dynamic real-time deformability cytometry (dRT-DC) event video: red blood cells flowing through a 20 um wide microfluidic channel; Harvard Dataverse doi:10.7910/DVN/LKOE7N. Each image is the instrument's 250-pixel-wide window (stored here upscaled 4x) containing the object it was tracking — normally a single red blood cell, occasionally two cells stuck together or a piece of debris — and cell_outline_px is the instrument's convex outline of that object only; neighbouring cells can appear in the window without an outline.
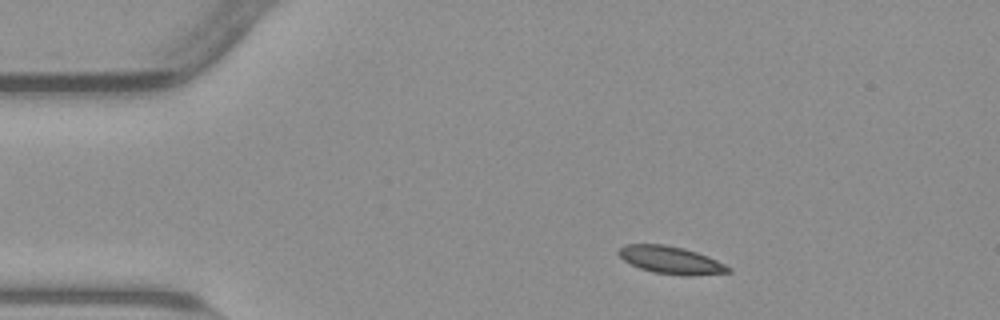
{"species": "common noctule bat (a hibernating species)", "species_latin": "Nyctalus noctula", "temperature_condition": "warm", "stored_images_in_passage": 46, "camera_frame_rate_fps": 3000, "um_per_image_px": 0.085, "animal": {"sex": "male", "body_mass_g": 23.1, "forearm_length_mm": 52.7}, "frame": {"image": 1, "passage_image": 1, "time_ms": 0.0, "image_size_px": [1000, 320], "cell_outline_px": [[732, 272], [692, 276], [684, 276], [652, 272], [640, 268], [624, 260], [616, 252], [624, 244], [664, 244], [684, 248], [708, 256], [732, 268]], "centroid_in_image_um": [57.04, 22.11], "position_along_channel_um": 28.0, "area_um2": 17.69}}
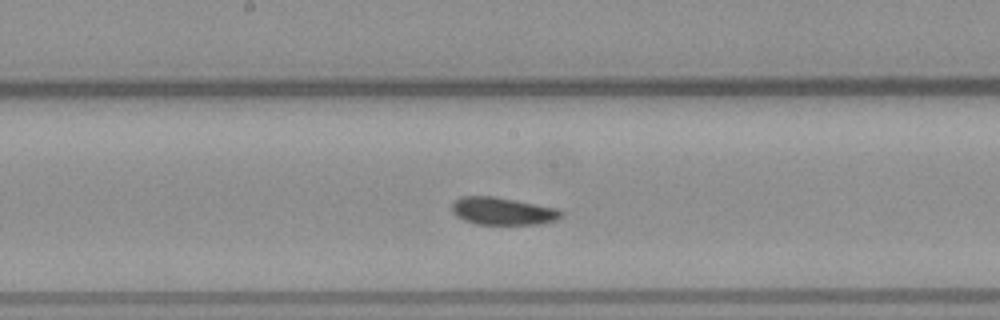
{"frame": {"image": 2, "passage_image": 20, "time_ms": 6.333, "image_size_px": [1000, 320], "cell_outline_px": [[564, 216], [556, 220], [540, 224], [476, 224], [464, 220], [456, 216], [452, 212], [452, 204], [460, 196], [492, 196], [556, 208], [564, 212]], "centroid_in_image_um": [42.73, 17.95], "position_along_channel_um": 205.5, "area_um2": 17.46}}
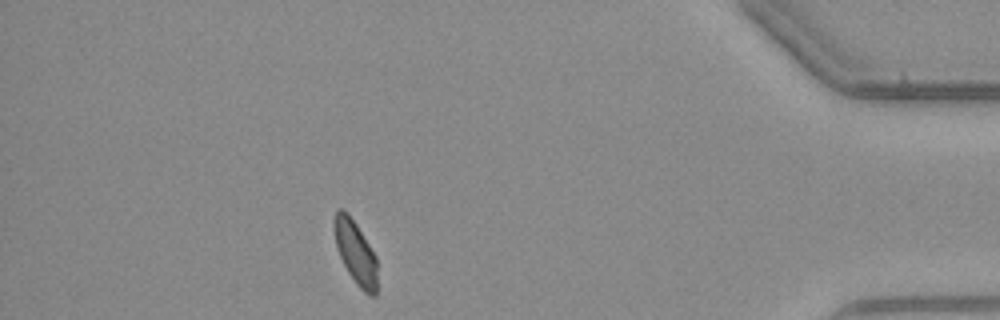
{"frame": {"image": 3, "passage_image": 40, "time_ms": 13.0, "image_size_px": [1000, 320], "cell_outline_px": [[376, 296], [368, 296], [356, 284], [348, 272], [336, 248], [332, 224], [332, 220], [336, 212], [340, 208], [348, 212], [356, 224], [376, 256]], "centroid_in_image_um": [30.19, 21.43], "position_along_channel_um": 405.0, "area_um2": 15.95}, "authors_computed_cell_mechanics": {"area_um2": 17.4556, "velocity_mm_per_s": 3.7863, "shape_relaxation_time_tau1_ms": 8.9623, "shape_relaxation_time_tau2_ms": 1.5345, "deformation_change_tau1": 0.1869, "deformation_change_tau2": 0.0562}}